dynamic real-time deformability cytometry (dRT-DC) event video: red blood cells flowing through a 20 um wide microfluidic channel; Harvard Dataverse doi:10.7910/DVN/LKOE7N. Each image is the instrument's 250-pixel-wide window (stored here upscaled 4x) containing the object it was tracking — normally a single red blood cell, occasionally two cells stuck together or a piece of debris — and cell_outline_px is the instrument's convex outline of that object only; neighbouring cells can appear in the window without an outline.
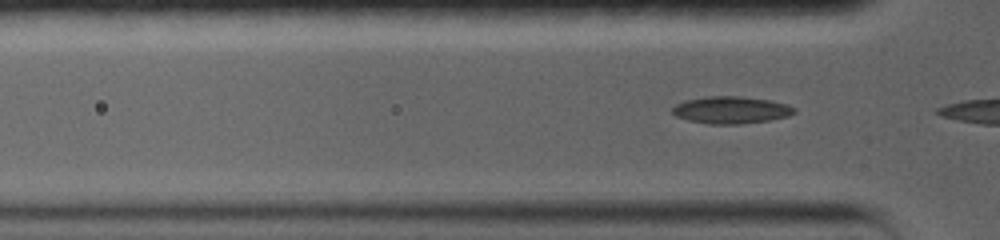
{"species": "common noctule bat (a hibernating species)", "species_latin": "Nyctalus noctula", "temperature_condition": "warm", "stored_images_in_passage": 7, "camera_frame_rate_fps": 5000, "um_per_image_px": 0.085, "animal": {"sex": "female", "body_mass_g": 19.0, "forearm_length_mm": 56.7}, "frame": {"image": 1, "passage_image": 4, "time_ms": 0.6, "image_size_px": [1000, 240], "cell_outline_px": [[796, 112], [788, 116], [768, 120], [740, 124], [708, 124], [688, 120], [676, 116], [672, 112], [672, 108], [676, 104], [688, 100], [704, 96], [740, 96], [768, 100], [788, 104], [796, 108]], "centroid_in_image_um": [62.15, 9.35], "position_along_channel_um": 63.7, "area_um2": 19.25}}